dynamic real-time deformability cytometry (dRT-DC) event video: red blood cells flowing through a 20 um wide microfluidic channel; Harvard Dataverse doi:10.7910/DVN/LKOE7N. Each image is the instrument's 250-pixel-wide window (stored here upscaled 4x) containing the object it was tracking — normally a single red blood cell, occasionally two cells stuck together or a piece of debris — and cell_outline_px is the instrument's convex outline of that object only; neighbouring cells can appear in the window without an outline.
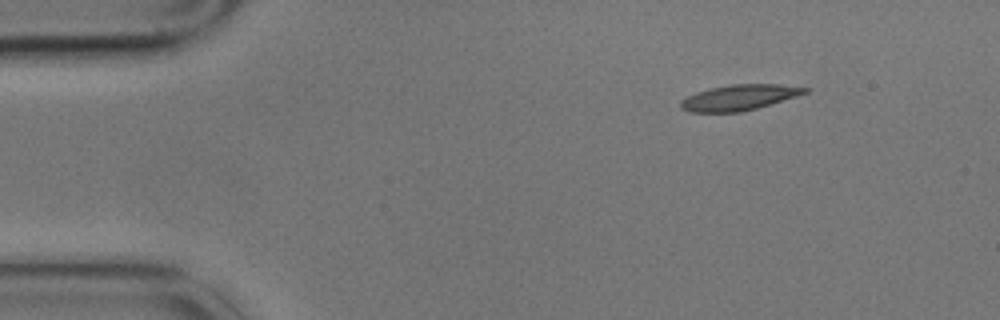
{"species": "common noctule bat (a hibernating species)", "species_latin": "Nyctalus noctula", "temperature_condition": "cold", "stored_images_in_passage": 6, "segment_of_instrument_passage": [2, 2], "camera_frame_rate_fps": 3000, "um_per_image_px": 0.085, "animal": {"sex": "male", "body_mass_g": 17.9}, "frame": {"image": 1, "passage_image": 6, "time_ms": 1.667, "image_size_px": [1000, 320], "cell_outline_px": [[808, 92], [796, 96], [756, 108], [740, 112], [688, 112], [680, 108], [680, 100], [696, 92], [712, 88], [732, 84], [780, 84], [808, 88]], "centroid_in_image_um": [62.79, 8.29], "position_along_channel_um": 22.2, "area_um2": 18.32}}